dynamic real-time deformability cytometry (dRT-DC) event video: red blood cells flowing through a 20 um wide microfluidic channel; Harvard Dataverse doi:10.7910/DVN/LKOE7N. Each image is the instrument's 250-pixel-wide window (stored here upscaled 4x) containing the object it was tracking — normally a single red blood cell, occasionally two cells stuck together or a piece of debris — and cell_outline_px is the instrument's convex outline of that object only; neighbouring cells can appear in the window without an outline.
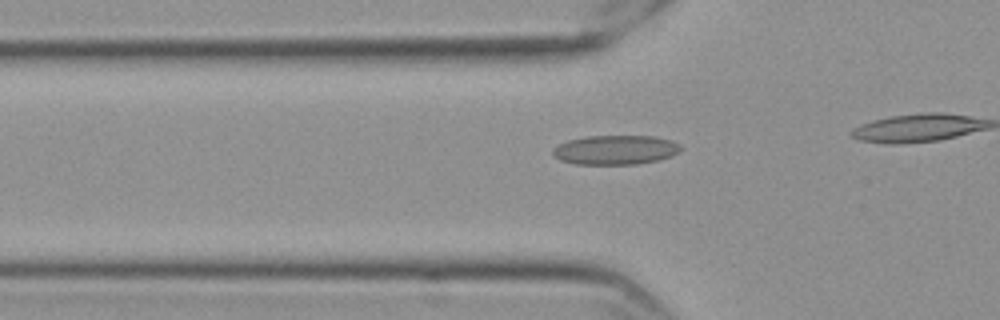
{"species": "Egyptian fruit bat (a non-hibernating species)", "species_latin": "Rousettus aegyptiacus", "temperature_condition": "cold", "stored_images_in_passage": 32, "camera_frame_rate_fps": 3000, "um_per_image_px": 0.085, "frame": {"image": 1, "passage_image": 16, "time_ms": 5.0, "image_size_px": [1000, 320], "cell_outline_px": [[684, 148], [680, 152], [672, 156], [660, 160], [636, 164], [576, 164], [560, 160], [552, 152], [552, 148], [568, 140], [584, 136], [656, 136], [672, 140], [680, 144]], "centroid_in_image_um": [52.37, 12.73], "position_along_channel_um": 73.4, "area_um2": 22.14}}
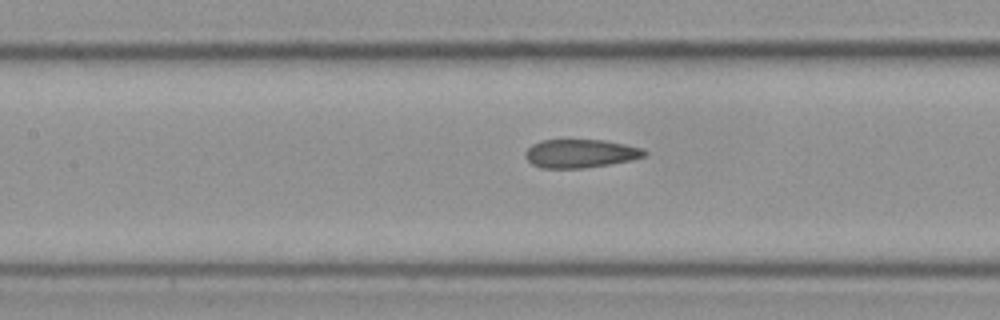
{"frame": {"image": 2, "passage_image": 23, "time_ms": 7.333, "image_size_px": [1000, 320], "cell_outline_px": [[648, 156], [632, 160], [584, 168], [540, 168], [532, 164], [524, 156], [524, 152], [532, 144], [540, 140], [604, 140], [644, 148], [648, 152]], "centroid_in_image_um": [49.35, 13.05], "position_along_channel_um": 158.0, "area_um2": 19.94}}
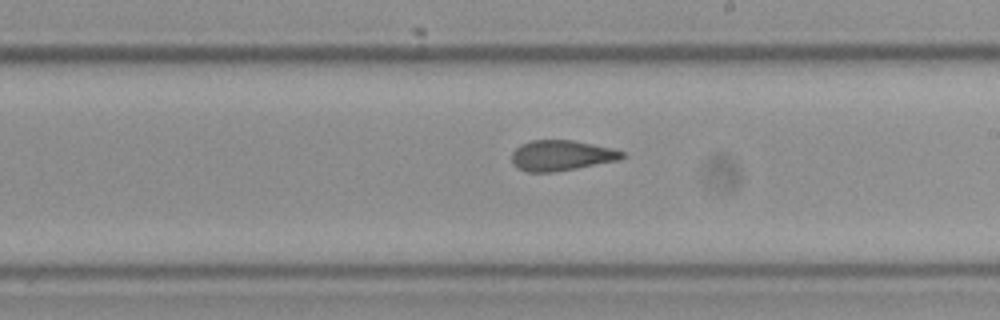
{"frame": {"image": 3, "passage_image": 30, "time_ms": 9.667, "image_size_px": [1000, 320], "cell_outline_px": [[628, 156], [620, 160], [576, 168], [552, 172], [528, 172], [516, 168], [512, 160], [512, 152], [520, 144], [532, 140], [572, 140], [612, 148], [624, 152]], "centroid_in_image_um": [47.73, 13.21], "position_along_channel_um": 241.3, "area_um2": 19.65}}